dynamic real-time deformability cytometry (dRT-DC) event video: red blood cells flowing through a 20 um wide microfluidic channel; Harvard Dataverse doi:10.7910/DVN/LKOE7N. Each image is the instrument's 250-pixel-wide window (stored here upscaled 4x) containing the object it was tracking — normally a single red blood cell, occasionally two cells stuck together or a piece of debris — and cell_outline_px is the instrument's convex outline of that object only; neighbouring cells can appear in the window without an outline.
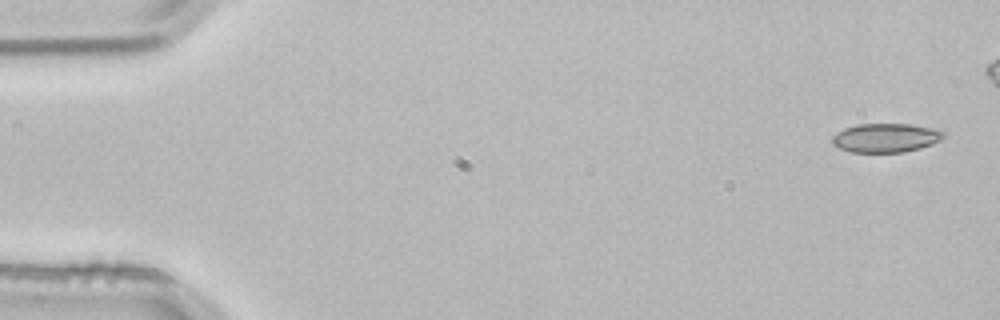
{"species": "common noctule bat (a hibernating species)", "species_latin": "Nyctalus noctula", "temperature_condition": "room temperature", "stored_images_in_passage": 5, "camera_frame_rate_fps": 3000, "um_per_image_px": 0.085, "animal": {"sex": "male", "body_mass_g": 21.5, "forearm_length_mm": 52.0}, "frame": {"image": 1, "passage_image": 1, "time_ms": 0.0, "image_size_px": [1000, 320], "cell_outline_px": [[944, 136], [940, 140], [932, 144], [920, 148], [904, 152], [852, 152], [840, 148], [832, 144], [832, 136], [836, 132], [844, 128], [856, 124], [912, 124], [932, 128], [944, 132]], "centroid_in_image_um": [75.26, 11.71], "position_along_channel_um": 9.7, "area_um2": 18.79}}